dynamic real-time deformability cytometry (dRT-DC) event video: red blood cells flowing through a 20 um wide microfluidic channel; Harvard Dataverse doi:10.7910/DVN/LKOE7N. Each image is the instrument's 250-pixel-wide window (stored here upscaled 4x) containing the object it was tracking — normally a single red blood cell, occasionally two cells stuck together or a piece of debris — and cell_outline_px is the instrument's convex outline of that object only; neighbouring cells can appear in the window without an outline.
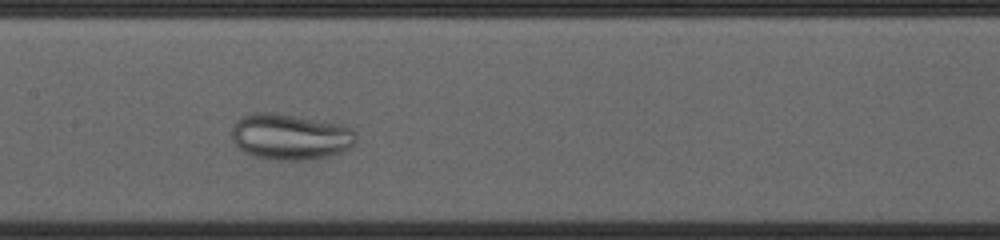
{"species": "common noctule bat (a hibernating species)", "species_latin": "Nyctalus noctula", "temperature_condition": "cold", "stored_images_in_passage": 34, "camera_frame_rate_fps": 3000, "um_per_image_px": 0.085, "animal": {"sex": "female", "body_mass_g": 23.0, "forearm_length_mm": 53.4}, "frame": {"image": 1, "passage_image": 13, "time_ms": 4.0, "image_size_px": [1000, 240], "cell_outline_px": [[356, 144], [332, 156], [312, 160], [276, 160], [256, 156], [244, 152], [232, 140], [232, 124], [236, 120], [244, 116], [256, 112], [276, 112], [344, 124], [352, 128], [356, 132]], "centroid_in_image_um": [24.71, 11.61], "position_along_channel_um": 182.7, "area_um2": 33.87}}
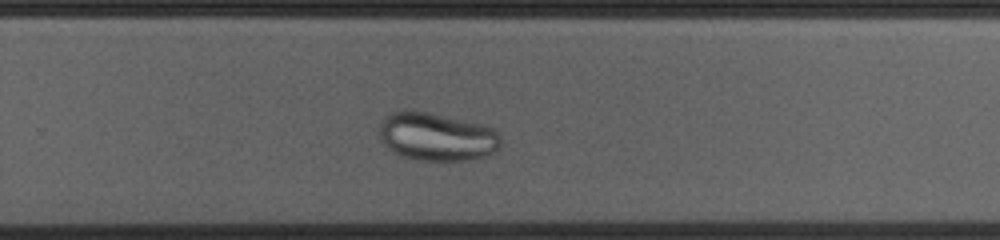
{"frame": {"image": 2, "passage_image": 22, "time_ms": 7.0, "image_size_px": [1000, 240], "cell_outline_px": [[500, 148], [488, 156], [464, 160], [420, 160], [404, 156], [388, 148], [384, 144], [380, 136], [380, 124], [392, 112], [408, 108], [428, 112], [484, 124], [496, 128], [500, 132]], "centroid_in_image_um": [37.18, 11.6], "position_along_channel_um": 292.6, "area_um2": 34.28}}
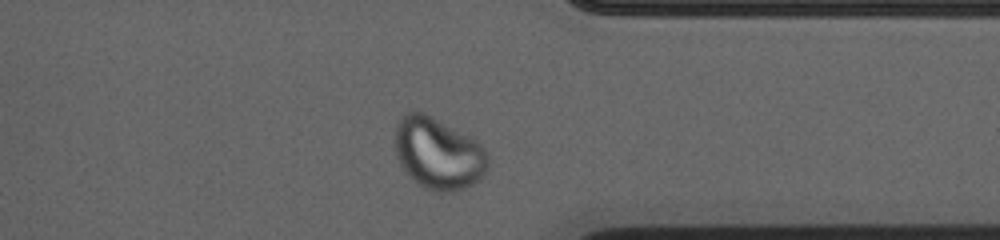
{"frame": {"image": 3, "passage_image": 29, "time_ms": 9.333, "image_size_px": [1000, 240], "cell_outline_px": [[488, 164], [484, 176], [480, 180], [464, 188], [452, 192], [432, 192], [424, 188], [408, 176], [400, 164], [396, 156], [392, 144], [396, 124], [400, 116], [408, 112], [424, 112], [480, 144], [484, 148], [488, 156]], "centroid_in_image_um": [37.19, 13.07], "position_along_channel_um": 374.2, "area_um2": 39.07}}